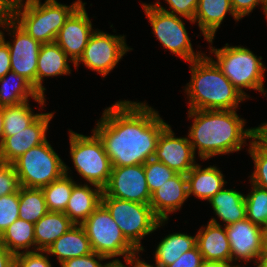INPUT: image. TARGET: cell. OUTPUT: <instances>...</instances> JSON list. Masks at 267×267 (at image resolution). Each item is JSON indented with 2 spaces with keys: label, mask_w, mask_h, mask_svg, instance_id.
Returning a JSON list of instances; mask_svg holds the SVG:
<instances>
[{
  "label": "cell",
  "mask_w": 267,
  "mask_h": 267,
  "mask_svg": "<svg viewBox=\"0 0 267 267\" xmlns=\"http://www.w3.org/2000/svg\"><path fill=\"white\" fill-rule=\"evenodd\" d=\"M231 251V261H253L255 265L262 253L261 227L247 218L225 226ZM235 257V258H234ZM254 259V260H253Z\"/></svg>",
  "instance_id": "cell-16"
},
{
  "label": "cell",
  "mask_w": 267,
  "mask_h": 267,
  "mask_svg": "<svg viewBox=\"0 0 267 267\" xmlns=\"http://www.w3.org/2000/svg\"><path fill=\"white\" fill-rule=\"evenodd\" d=\"M68 62L73 63L55 42L42 44L37 64V92L39 94L45 96L44 78L71 74L72 70Z\"/></svg>",
  "instance_id": "cell-20"
},
{
  "label": "cell",
  "mask_w": 267,
  "mask_h": 267,
  "mask_svg": "<svg viewBox=\"0 0 267 267\" xmlns=\"http://www.w3.org/2000/svg\"><path fill=\"white\" fill-rule=\"evenodd\" d=\"M237 110H188L193 120L188 137L193 151L201 160L231 154L247 145L246 140L257 136V127L244 128L246 120L240 118Z\"/></svg>",
  "instance_id": "cell-2"
},
{
  "label": "cell",
  "mask_w": 267,
  "mask_h": 267,
  "mask_svg": "<svg viewBox=\"0 0 267 267\" xmlns=\"http://www.w3.org/2000/svg\"><path fill=\"white\" fill-rule=\"evenodd\" d=\"M46 251L21 252L15 256V267H52Z\"/></svg>",
  "instance_id": "cell-39"
},
{
  "label": "cell",
  "mask_w": 267,
  "mask_h": 267,
  "mask_svg": "<svg viewBox=\"0 0 267 267\" xmlns=\"http://www.w3.org/2000/svg\"><path fill=\"white\" fill-rule=\"evenodd\" d=\"M70 168L64 164V174L42 188L48 211L64 212L69 198L72 194L73 186L77 183L73 177L68 175Z\"/></svg>",
  "instance_id": "cell-30"
},
{
  "label": "cell",
  "mask_w": 267,
  "mask_h": 267,
  "mask_svg": "<svg viewBox=\"0 0 267 267\" xmlns=\"http://www.w3.org/2000/svg\"><path fill=\"white\" fill-rule=\"evenodd\" d=\"M146 17L152 26V33L156 39L172 54L191 62L201 58L205 53L193 50L191 40L187 33L181 16L165 12L150 4L141 3Z\"/></svg>",
  "instance_id": "cell-10"
},
{
  "label": "cell",
  "mask_w": 267,
  "mask_h": 267,
  "mask_svg": "<svg viewBox=\"0 0 267 267\" xmlns=\"http://www.w3.org/2000/svg\"><path fill=\"white\" fill-rule=\"evenodd\" d=\"M250 184L251 190L245 195L246 218L262 227L267 223V189Z\"/></svg>",
  "instance_id": "cell-34"
},
{
  "label": "cell",
  "mask_w": 267,
  "mask_h": 267,
  "mask_svg": "<svg viewBox=\"0 0 267 267\" xmlns=\"http://www.w3.org/2000/svg\"><path fill=\"white\" fill-rule=\"evenodd\" d=\"M11 71V57L7 43L0 37V78Z\"/></svg>",
  "instance_id": "cell-43"
},
{
  "label": "cell",
  "mask_w": 267,
  "mask_h": 267,
  "mask_svg": "<svg viewBox=\"0 0 267 267\" xmlns=\"http://www.w3.org/2000/svg\"><path fill=\"white\" fill-rule=\"evenodd\" d=\"M4 106H0V151L4 143Z\"/></svg>",
  "instance_id": "cell-48"
},
{
  "label": "cell",
  "mask_w": 267,
  "mask_h": 267,
  "mask_svg": "<svg viewBox=\"0 0 267 267\" xmlns=\"http://www.w3.org/2000/svg\"><path fill=\"white\" fill-rule=\"evenodd\" d=\"M48 255L63 261L92 253L90 241L81 225L74 224L67 232L54 241L47 249Z\"/></svg>",
  "instance_id": "cell-25"
},
{
  "label": "cell",
  "mask_w": 267,
  "mask_h": 267,
  "mask_svg": "<svg viewBox=\"0 0 267 267\" xmlns=\"http://www.w3.org/2000/svg\"><path fill=\"white\" fill-rule=\"evenodd\" d=\"M124 262H126L127 265H124L121 260H112L106 263L104 267H133V256Z\"/></svg>",
  "instance_id": "cell-47"
},
{
  "label": "cell",
  "mask_w": 267,
  "mask_h": 267,
  "mask_svg": "<svg viewBox=\"0 0 267 267\" xmlns=\"http://www.w3.org/2000/svg\"><path fill=\"white\" fill-rule=\"evenodd\" d=\"M82 3L60 28L55 43L66 53L75 64L82 56L91 35L94 33L90 20Z\"/></svg>",
  "instance_id": "cell-14"
},
{
  "label": "cell",
  "mask_w": 267,
  "mask_h": 267,
  "mask_svg": "<svg viewBox=\"0 0 267 267\" xmlns=\"http://www.w3.org/2000/svg\"><path fill=\"white\" fill-rule=\"evenodd\" d=\"M104 260H108L105 256L92 252L82 257L71 258L63 261L61 267H104L105 263H101Z\"/></svg>",
  "instance_id": "cell-40"
},
{
  "label": "cell",
  "mask_w": 267,
  "mask_h": 267,
  "mask_svg": "<svg viewBox=\"0 0 267 267\" xmlns=\"http://www.w3.org/2000/svg\"><path fill=\"white\" fill-rule=\"evenodd\" d=\"M0 243L15 255L35 251L34 224L18 218L1 233Z\"/></svg>",
  "instance_id": "cell-29"
},
{
  "label": "cell",
  "mask_w": 267,
  "mask_h": 267,
  "mask_svg": "<svg viewBox=\"0 0 267 267\" xmlns=\"http://www.w3.org/2000/svg\"><path fill=\"white\" fill-rule=\"evenodd\" d=\"M0 106L17 105L32 98L44 108L45 96L39 94L34 86L23 76L9 71L0 78Z\"/></svg>",
  "instance_id": "cell-24"
},
{
  "label": "cell",
  "mask_w": 267,
  "mask_h": 267,
  "mask_svg": "<svg viewBox=\"0 0 267 267\" xmlns=\"http://www.w3.org/2000/svg\"><path fill=\"white\" fill-rule=\"evenodd\" d=\"M146 101L119 100L105 108L93 131L112 167L145 164L154 158L161 132L169 125Z\"/></svg>",
  "instance_id": "cell-1"
},
{
  "label": "cell",
  "mask_w": 267,
  "mask_h": 267,
  "mask_svg": "<svg viewBox=\"0 0 267 267\" xmlns=\"http://www.w3.org/2000/svg\"><path fill=\"white\" fill-rule=\"evenodd\" d=\"M186 174L177 173L151 194L149 205L160 220H169V215L180 210L188 199Z\"/></svg>",
  "instance_id": "cell-18"
},
{
  "label": "cell",
  "mask_w": 267,
  "mask_h": 267,
  "mask_svg": "<svg viewBox=\"0 0 267 267\" xmlns=\"http://www.w3.org/2000/svg\"><path fill=\"white\" fill-rule=\"evenodd\" d=\"M248 153L254 163V171L248 176L250 183L267 189V144L256 136L249 142Z\"/></svg>",
  "instance_id": "cell-33"
},
{
  "label": "cell",
  "mask_w": 267,
  "mask_h": 267,
  "mask_svg": "<svg viewBox=\"0 0 267 267\" xmlns=\"http://www.w3.org/2000/svg\"><path fill=\"white\" fill-rule=\"evenodd\" d=\"M9 31L13 42L6 41L4 32L0 37L7 43L11 57V71L23 76L37 90V64L42 43L32 38L11 19L3 29Z\"/></svg>",
  "instance_id": "cell-12"
},
{
  "label": "cell",
  "mask_w": 267,
  "mask_h": 267,
  "mask_svg": "<svg viewBox=\"0 0 267 267\" xmlns=\"http://www.w3.org/2000/svg\"><path fill=\"white\" fill-rule=\"evenodd\" d=\"M198 246L182 254L174 263L167 267H200L203 262Z\"/></svg>",
  "instance_id": "cell-41"
},
{
  "label": "cell",
  "mask_w": 267,
  "mask_h": 267,
  "mask_svg": "<svg viewBox=\"0 0 267 267\" xmlns=\"http://www.w3.org/2000/svg\"><path fill=\"white\" fill-rule=\"evenodd\" d=\"M12 4H21L24 0H11ZM34 1V0H25V2Z\"/></svg>",
  "instance_id": "cell-53"
},
{
  "label": "cell",
  "mask_w": 267,
  "mask_h": 267,
  "mask_svg": "<svg viewBox=\"0 0 267 267\" xmlns=\"http://www.w3.org/2000/svg\"><path fill=\"white\" fill-rule=\"evenodd\" d=\"M256 267H267V250H262Z\"/></svg>",
  "instance_id": "cell-51"
},
{
  "label": "cell",
  "mask_w": 267,
  "mask_h": 267,
  "mask_svg": "<svg viewBox=\"0 0 267 267\" xmlns=\"http://www.w3.org/2000/svg\"><path fill=\"white\" fill-rule=\"evenodd\" d=\"M262 10H263V12H264V14L266 16V19H267V2L263 4V9Z\"/></svg>",
  "instance_id": "cell-54"
},
{
  "label": "cell",
  "mask_w": 267,
  "mask_h": 267,
  "mask_svg": "<svg viewBox=\"0 0 267 267\" xmlns=\"http://www.w3.org/2000/svg\"><path fill=\"white\" fill-rule=\"evenodd\" d=\"M144 172L146 176L149 192L152 194L156 189L170 180L177 173L168 166L154 158L149 159L144 164Z\"/></svg>",
  "instance_id": "cell-35"
},
{
  "label": "cell",
  "mask_w": 267,
  "mask_h": 267,
  "mask_svg": "<svg viewBox=\"0 0 267 267\" xmlns=\"http://www.w3.org/2000/svg\"><path fill=\"white\" fill-rule=\"evenodd\" d=\"M55 112L41 113V115L25 130L13 136H5L0 151V162L12 164L22 154L32 147H36L47 140L46 133Z\"/></svg>",
  "instance_id": "cell-17"
},
{
  "label": "cell",
  "mask_w": 267,
  "mask_h": 267,
  "mask_svg": "<svg viewBox=\"0 0 267 267\" xmlns=\"http://www.w3.org/2000/svg\"><path fill=\"white\" fill-rule=\"evenodd\" d=\"M196 245L204 260L231 261V251L224 225L213 217L196 234Z\"/></svg>",
  "instance_id": "cell-19"
},
{
  "label": "cell",
  "mask_w": 267,
  "mask_h": 267,
  "mask_svg": "<svg viewBox=\"0 0 267 267\" xmlns=\"http://www.w3.org/2000/svg\"><path fill=\"white\" fill-rule=\"evenodd\" d=\"M76 0L66 5L57 0H41L12 4V19L32 38L42 44L55 42L60 28L82 4Z\"/></svg>",
  "instance_id": "cell-4"
},
{
  "label": "cell",
  "mask_w": 267,
  "mask_h": 267,
  "mask_svg": "<svg viewBox=\"0 0 267 267\" xmlns=\"http://www.w3.org/2000/svg\"><path fill=\"white\" fill-rule=\"evenodd\" d=\"M64 164L48 140L32 147L12 163L20 185L37 189L60 178L65 173Z\"/></svg>",
  "instance_id": "cell-9"
},
{
  "label": "cell",
  "mask_w": 267,
  "mask_h": 267,
  "mask_svg": "<svg viewBox=\"0 0 267 267\" xmlns=\"http://www.w3.org/2000/svg\"><path fill=\"white\" fill-rule=\"evenodd\" d=\"M12 19V1L0 0V28H5L6 24ZM0 30V35L2 34Z\"/></svg>",
  "instance_id": "cell-44"
},
{
  "label": "cell",
  "mask_w": 267,
  "mask_h": 267,
  "mask_svg": "<svg viewBox=\"0 0 267 267\" xmlns=\"http://www.w3.org/2000/svg\"><path fill=\"white\" fill-rule=\"evenodd\" d=\"M15 256L0 243V267H15Z\"/></svg>",
  "instance_id": "cell-45"
},
{
  "label": "cell",
  "mask_w": 267,
  "mask_h": 267,
  "mask_svg": "<svg viewBox=\"0 0 267 267\" xmlns=\"http://www.w3.org/2000/svg\"><path fill=\"white\" fill-rule=\"evenodd\" d=\"M21 185L12 164L0 162V197L19 191Z\"/></svg>",
  "instance_id": "cell-38"
},
{
  "label": "cell",
  "mask_w": 267,
  "mask_h": 267,
  "mask_svg": "<svg viewBox=\"0 0 267 267\" xmlns=\"http://www.w3.org/2000/svg\"><path fill=\"white\" fill-rule=\"evenodd\" d=\"M29 101L17 105L4 106V135L13 136L29 127L41 113L33 112Z\"/></svg>",
  "instance_id": "cell-32"
},
{
  "label": "cell",
  "mask_w": 267,
  "mask_h": 267,
  "mask_svg": "<svg viewBox=\"0 0 267 267\" xmlns=\"http://www.w3.org/2000/svg\"><path fill=\"white\" fill-rule=\"evenodd\" d=\"M260 2L262 3L261 8L263 9V4L267 2V0H260Z\"/></svg>",
  "instance_id": "cell-55"
},
{
  "label": "cell",
  "mask_w": 267,
  "mask_h": 267,
  "mask_svg": "<svg viewBox=\"0 0 267 267\" xmlns=\"http://www.w3.org/2000/svg\"><path fill=\"white\" fill-rule=\"evenodd\" d=\"M140 253H137L136 255L133 256V267H159L158 265L154 264L150 265L149 263H147L146 261L144 262V260L139 259Z\"/></svg>",
  "instance_id": "cell-50"
},
{
  "label": "cell",
  "mask_w": 267,
  "mask_h": 267,
  "mask_svg": "<svg viewBox=\"0 0 267 267\" xmlns=\"http://www.w3.org/2000/svg\"><path fill=\"white\" fill-rule=\"evenodd\" d=\"M257 136L267 144V122L257 127Z\"/></svg>",
  "instance_id": "cell-49"
},
{
  "label": "cell",
  "mask_w": 267,
  "mask_h": 267,
  "mask_svg": "<svg viewBox=\"0 0 267 267\" xmlns=\"http://www.w3.org/2000/svg\"><path fill=\"white\" fill-rule=\"evenodd\" d=\"M90 241L93 252L107 259L124 261L139 251L125 238L110 212L101 203L95 211L81 224ZM117 258V259H116Z\"/></svg>",
  "instance_id": "cell-8"
},
{
  "label": "cell",
  "mask_w": 267,
  "mask_h": 267,
  "mask_svg": "<svg viewBox=\"0 0 267 267\" xmlns=\"http://www.w3.org/2000/svg\"><path fill=\"white\" fill-rule=\"evenodd\" d=\"M19 218V191L0 197V235Z\"/></svg>",
  "instance_id": "cell-36"
},
{
  "label": "cell",
  "mask_w": 267,
  "mask_h": 267,
  "mask_svg": "<svg viewBox=\"0 0 267 267\" xmlns=\"http://www.w3.org/2000/svg\"><path fill=\"white\" fill-rule=\"evenodd\" d=\"M234 13L240 18L249 15L253 10L261 5L260 0H231Z\"/></svg>",
  "instance_id": "cell-42"
},
{
  "label": "cell",
  "mask_w": 267,
  "mask_h": 267,
  "mask_svg": "<svg viewBox=\"0 0 267 267\" xmlns=\"http://www.w3.org/2000/svg\"><path fill=\"white\" fill-rule=\"evenodd\" d=\"M70 155L75 170L86 183L100 187L108 184L112 172V163L105 152L102 140L92 130L86 136L69 129Z\"/></svg>",
  "instance_id": "cell-7"
},
{
  "label": "cell",
  "mask_w": 267,
  "mask_h": 267,
  "mask_svg": "<svg viewBox=\"0 0 267 267\" xmlns=\"http://www.w3.org/2000/svg\"><path fill=\"white\" fill-rule=\"evenodd\" d=\"M228 13L236 22L241 20L234 13L231 0H199L193 21L198 23L204 39L207 40L215 38L216 31Z\"/></svg>",
  "instance_id": "cell-21"
},
{
  "label": "cell",
  "mask_w": 267,
  "mask_h": 267,
  "mask_svg": "<svg viewBox=\"0 0 267 267\" xmlns=\"http://www.w3.org/2000/svg\"><path fill=\"white\" fill-rule=\"evenodd\" d=\"M196 246V235L187 233H172L159 242L154 253L155 264L159 267H167L174 263L182 254Z\"/></svg>",
  "instance_id": "cell-28"
},
{
  "label": "cell",
  "mask_w": 267,
  "mask_h": 267,
  "mask_svg": "<svg viewBox=\"0 0 267 267\" xmlns=\"http://www.w3.org/2000/svg\"><path fill=\"white\" fill-rule=\"evenodd\" d=\"M101 203L110 212L125 238L139 252L145 251L141 240L167 222L160 220L149 204L109 197L104 192Z\"/></svg>",
  "instance_id": "cell-6"
},
{
  "label": "cell",
  "mask_w": 267,
  "mask_h": 267,
  "mask_svg": "<svg viewBox=\"0 0 267 267\" xmlns=\"http://www.w3.org/2000/svg\"><path fill=\"white\" fill-rule=\"evenodd\" d=\"M102 193L98 186L76 183L64 213L74 224L81 225L101 204Z\"/></svg>",
  "instance_id": "cell-23"
},
{
  "label": "cell",
  "mask_w": 267,
  "mask_h": 267,
  "mask_svg": "<svg viewBox=\"0 0 267 267\" xmlns=\"http://www.w3.org/2000/svg\"><path fill=\"white\" fill-rule=\"evenodd\" d=\"M199 0H165L168 3L169 8H164L160 1L153 3L152 5L158 9H161L165 12L172 13L177 16L184 17L194 24V16L198 6ZM171 9V11H169Z\"/></svg>",
  "instance_id": "cell-37"
},
{
  "label": "cell",
  "mask_w": 267,
  "mask_h": 267,
  "mask_svg": "<svg viewBox=\"0 0 267 267\" xmlns=\"http://www.w3.org/2000/svg\"><path fill=\"white\" fill-rule=\"evenodd\" d=\"M48 212L42 189L20 187L19 218L35 224Z\"/></svg>",
  "instance_id": "cell-31"
},
{
  "label": "cell",
  "mask_w": 267,
  "mask_h": 267,
  "mask_svg": "<svg viewBox=\"0 0 267 267\" xmlns=\"http://www.w3.org/2000/svg\"><path fill=\"white\" fill-rule=\"evenodd\" d=\"M214 38L207 39L210 44V53L216 57L211 58L221 69L225 77L246 99L249 95L243 88L253 89L266 97L267 89L264 88V78L266 67L262 63V57L255 55L248 48L243 46H229L228 43L222 48L212 47Z\"/></svg>",
  "instance_id": "cell-5"
},
{
  "label": "cell",
  "mask_w": 267,
  "mask_h": 267,
  "mask_svg": "<svg viewBox=\"0 0 267 267\" xmlns=\"http://www.w3.org/2000/svg\"><path fill=\"white\" fill-rule=\"evenodd\" d=\"M200 267H242L239 264L233 265L232 261L203 260Z\"/></svg>",
  "instance_id": "cell-46"
},
{
  "label": "cell",
  "mask_w": 267,
  "mask_h": 267,
  "mask_svg": "<svg viewBox=\"0 0 267 267\" xmlns=\"http://www.w3.org/2000/svg\"><path fill=\"white\" fill-rule=\"evenodd\" d=\"M188 197L209 201L227 183L222 171L215 165L202 168L198 163L186 174Z\"/></svg>",
  "instance_id": "cell-22"
},
{
  "label": "cell",
  "mask_w": 267,
  "mask_h": 267,
  "mask_svg": "<svg viewBox=\"0 0 267 267\" xmlns=\"http://www.w3.org/2000/svg\"><path fill=\"white\" fill-rule=\"evenodd\" d=\"M154 159L182 174H187L197 164L189 137H176L170 125L159 136Z\"/></svg>",
  "instance_id": "cell-15"
},
{
  "label": "cell",
  "mask_w": 267,
  "mask_h": 267,
  "mask_svg": "<svg viewBox=\"0 0 267 267\" xmlns=\"http://www.w3.org/2000/svg\"><path fill=\"white\" fill-rule=\"evenodd\" d=\"M262 232V248L267 250V223L261 227Z\"/></svg>",
  "instance_id": "cell-52"
},
{
  "label": "cell",
  "mask_w": 267,
  "mask_h": 267,
  "mask_svg": "<svg viewBox=\"0 0 267 267\" xmlns=\"http://www.w3.org/2000/svg\"><path fill=\"white\" fill-rule=\"evenodd\" d=\"M103 192L109 197L149 204L151 193L144 164L112 167L110 179Z\"/></svg>",
  "instance_id": "cell-13"
},
{
  "label": "cell",
  "mask_w": 267,
  "mask_h": 267,
  "mask_svg": "<svg viewBox=\"0 0 267 267\" xmlns=\"http://www.w3.org/2000/svg\"><path fill=\"white\" fill-rule=\"evenodd\" d=\"M208 202L224 226L246 218L245 195L240 191L223 187Z\"/></svg>",
  "instance_id": "cell-26"
},
{
  "label": "cell",
  "mask_w": 267,
  "mask_h": 267,
  "mask_svg": "<svg viewBox=\"0 0 267 267\" xmlns=\"http://www.w3.org/2000/svg\"><path fill=\"white\" fill-rule=\"evenodd\" d=\"M125 37V35H111L96 29L74 67L77 69L81 62L88 69L96 71L105 78L114 70L122 57L133 49L127 46Z\"/></svg>",
  "instance_id": "cell-11"
},
{
  "label": "cell",
  "mask_w": 267,
  "mask_h": 267,
  "mask_svg": "<svg viewBox=\"0 0 267 267\" xmlns=\"http://www.w3.org/2000/svg\"><path fill=\"white\" fill-rule=\"evenodd\" d=\"M189 63L191 79L184 88L189 110H237L246 100L210 56L204 54Z\"/></svg>",
  "instance_id": "cell-3"
},
{
  "label": "cell",
  "mask_w": 267,
  "mask_h": 267,
  "mask_svg": "<svg viewBox=\"0 0 267 267\" xmlns=\"http://www.w3.org/2000/svg\"><path fill=\"white\" fill-rule=\"evenodd\" d=\"M74 223L64 212L48 211L34 224L35 251L46 249Z\"/></svg>",
  "instance_id": "cell-27"
}]
</instances>
